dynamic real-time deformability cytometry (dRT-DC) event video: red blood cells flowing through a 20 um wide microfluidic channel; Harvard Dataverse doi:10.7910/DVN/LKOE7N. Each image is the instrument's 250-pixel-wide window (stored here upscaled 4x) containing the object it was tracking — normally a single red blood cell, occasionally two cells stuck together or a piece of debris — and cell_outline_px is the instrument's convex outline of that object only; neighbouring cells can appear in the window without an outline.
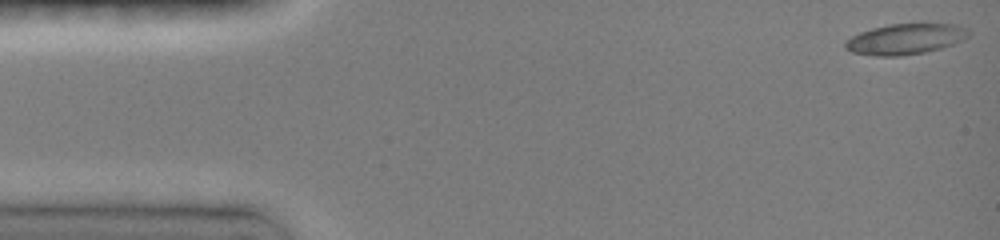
{"species": "common noctule bat (a hibernating species)", "species_latin": "Nyctalus noctula", "temperature_condition": "room temperature", "stored_images_in_passage": 6, "camera_frame_rate_fps": 3000, "um_per_image_px": 0.085, "animal": {"sex": "female", "body_mass_g": 19.0, "forearm_length_mm": 51.5}, "frame": {"image": 1, "passage_image": 1, "time_ms": 0.0, "image_size_px": [1000, 240], "cell_outline_px": [[972, 32], [968, 36], [952, 44], [940, 48], [924, 52], [900, 56], [876, 56], [852, 52], [844, 48], [844, 44], [852, 36], [860, 32], [872, 28], [888, 24], [924, 20], [956, 24], [968, 28]], "centroid_in_image_um": [77.02, 3.25], "position_along_channel_um": 8.0, "area_um2": 22.89}}